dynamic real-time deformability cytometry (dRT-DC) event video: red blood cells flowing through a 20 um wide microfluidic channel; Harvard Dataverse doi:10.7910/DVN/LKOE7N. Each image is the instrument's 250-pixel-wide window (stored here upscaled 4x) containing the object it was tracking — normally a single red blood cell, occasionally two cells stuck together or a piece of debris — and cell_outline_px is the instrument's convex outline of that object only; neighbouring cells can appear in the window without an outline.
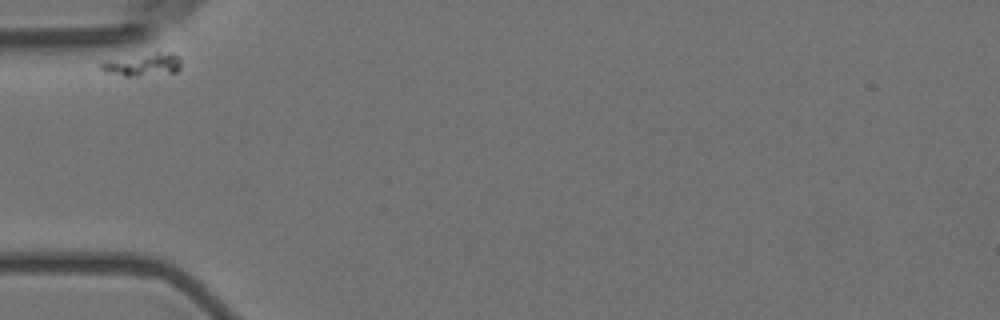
{"species": "Egyptian fruit bat (a non-hibernating species)", "species_latin": "Rousettus aegyptiacus", "temperature_condition": "room temperature", "stored_images_in_passage": 2, "camera_frame_rate_fps": 3000, "um_per_image_px": 0.085, "animal": {"sex": "female"}, "frame": {"image": 1, "passage_image": 1, "time_ms": 0.0, "image_size_px": [1000, 320], "cell_outline_px": [[180, 68], [176, 72], [136, 76], [124, 76], [108, 72], [100, 68], [100, 64], [104, 60], [156, 52], [172, 52], [180, 56]], "centroid_in_image_um": [12.17, 5.47], "position_along_channel_um": 72.8, "area_um2": 10.64}}